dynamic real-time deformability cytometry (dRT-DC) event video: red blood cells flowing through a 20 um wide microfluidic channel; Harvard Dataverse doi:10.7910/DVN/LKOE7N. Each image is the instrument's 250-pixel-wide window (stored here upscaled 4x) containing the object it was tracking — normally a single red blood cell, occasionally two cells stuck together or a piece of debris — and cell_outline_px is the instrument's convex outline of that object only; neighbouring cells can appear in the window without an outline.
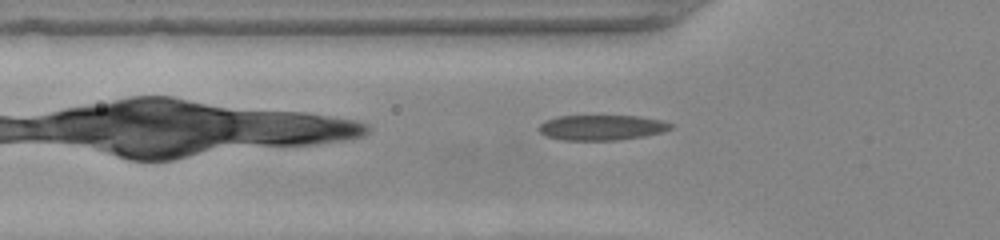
{"species": "common noctule bat (a hibernating species)", "species_latin": "Nyctalus noctula", "temperature_condition": "warm", "stored_images_in_passage": 31, "camera_frame_rate_fps": 3000, "um_per_image_px": 0.085, "animal": {"sex": "female", "body_mass_g": 22.0, "forearm_length_mm": 56.7}, "frame": {"image": 1, "passage_image": 3, "time_ms": 0.667, "image_size_px": [1000, 240], "cell_outline_px": [[672, 128], [660, 132], [644, 136], [616, 140], [564, 140], [548, 136], [540, 132], [536, 128], [544, 120], [556, 116], [640, 116], [664, 120], [672, 124]], "centroid_in_image_um": [51.12, 10.83], "position_along_channel_um": 74.7, "area_um2": 19.42}}
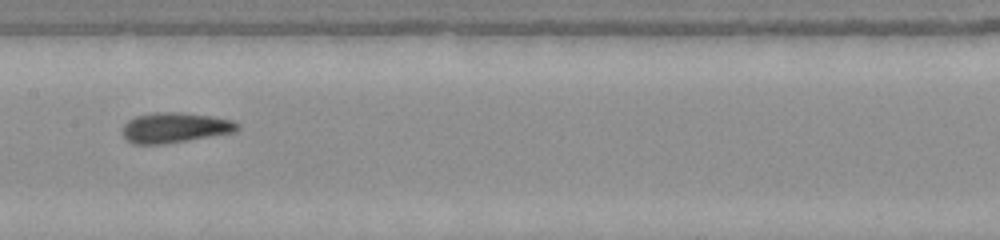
{"frame": {"image": 2, "passage_image": 12, "time_ms": 3.667, "image_size_px": [1000, 240], "cell_outline_px": [[240, 128], [236, 132], [164, 144], [132, 144], [124, 136], [124, 124], [128, 120], [136, 116], [156, 112], [180, 112], [212, 116], [232, 120], [240, 124]], "centroid_in_image_um": [14.91, 10.85], "position_along_channel_um": 192.5, "area_um2": 20.23}}
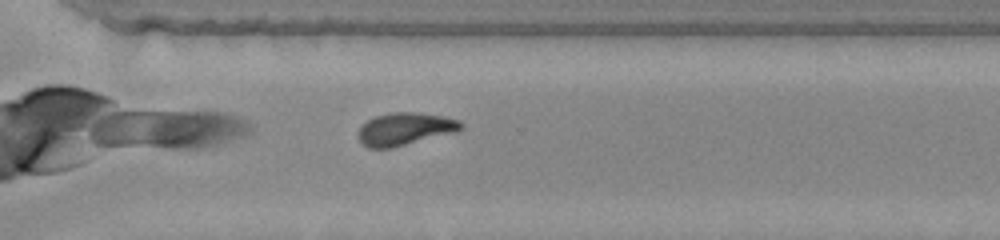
{"frame": {"image": 3, "passage_image": 23, "time_ms": 7.333, "image_size_px": [1000, 240], "cell_outline_px": [[464, 128], [452, 132], [392, 148], [368, 148], [360, 144], [356, 136], [360, 128], [368, 120], [376, 116], [392, 112], [416, 112], [444, 116], [460, 120], [464, 124]], "centroid_in_image_um": [34.39, 10.96], "position_along_channel_um": 336.2, "area_um2": 19.48}, "authors_computed_cell_mechanics": {"area_um2": 19.5942, "velocity_mm_per_s": 3.9215, "shape_relaxation_time_tau1_ms": 3.954, "shape_relaxation_time_tau2_ms": 1.2621, "deformation_change_tau1": 0.1639, "deformation_change_tau2": 0.0621}}